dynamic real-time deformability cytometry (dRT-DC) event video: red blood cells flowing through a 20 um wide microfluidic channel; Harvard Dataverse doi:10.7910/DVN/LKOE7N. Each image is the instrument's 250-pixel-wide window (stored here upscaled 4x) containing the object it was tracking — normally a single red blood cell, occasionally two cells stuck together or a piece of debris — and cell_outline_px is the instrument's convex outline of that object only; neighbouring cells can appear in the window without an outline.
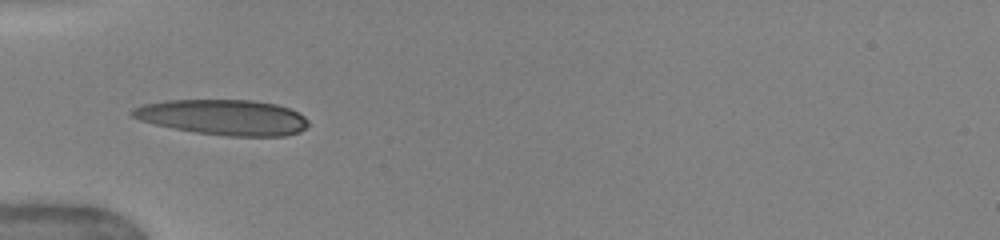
{"species": "human", "species_latin": "Homo sapiens", "temperature_condition": "warm", "stored_images_in_passage": 65, "camera_frame_rate_fps": 3000, "um_per_image_px": 0.085, "donor": {"sex": "female"}, "frame": {"image": 1, "passage_image": 1, "time_ms": 0.0, "image_size_px": [1000, 240], "cell_outline_px": [[308, 124], [300, 132], [284, 136], [228, 136], [196, 132], [172, 128], [140, 120], [132, 116], [128, 112], [132, 108], [144, 104], [168, 100], [252, 100], [276, 104], [288, 108], [304, 116], [308, 120]], "centroid_in_image_um": [18.97, 9.96], "position_along_channel_um": 66.0, "area_um2": 36.24}}
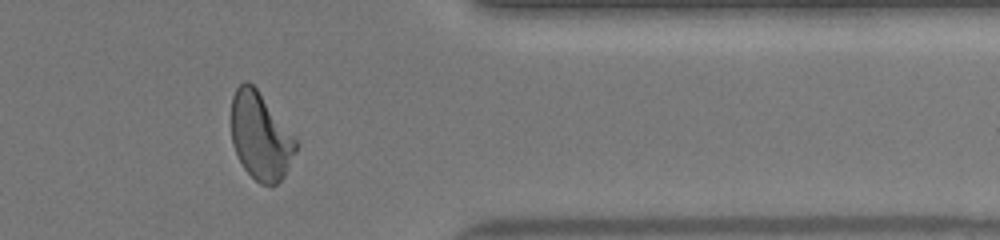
{"frame": {"image": 2, "passage_image": 53, "time_ms": 8.333, "image_size_px": [1000, 240], "cell_outline_px": [[300, 144], [284, 176], [276, 184], [260, 184], [244, 168], [232, 144], [232, 96], [236, 88], [244, 80], [248, 80], [256, 88], [300, 140]], "centroid_in_image_um": [22.19, 11.55], "position_along_channel_um": 389.2, "area_um2": 33.12}}
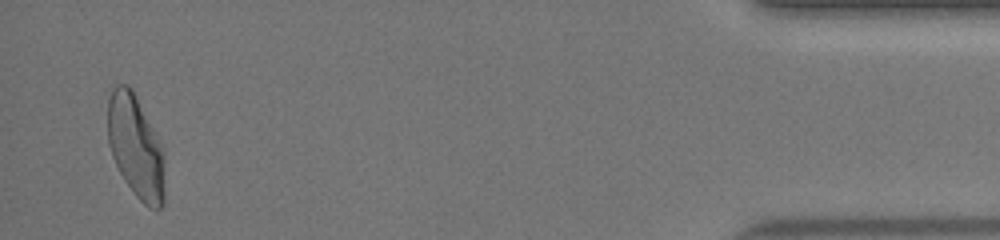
{"frame": {"image": 3, "passage_image": 64, "time_ms": 10.667, "image_size_px": [1000, 240], "cell_outline_px": [[164, 204], [160, 208], [148, 208], [136, 196], [124, 180], [112, 156], [108, 144], [108, 100], [112, 88], [116, 84], [128, 84], [132, 88], [164, 148]], "centroid_in_image_um": [11.55, 12.46], "position_along_channel_um": 423.7, "area_um2": 34.45}, "authors_computed_cell_mechanics": {"area_um2": 33.9286, "velocity_mm_per_s": 4.0361, "shape_relaxation_time_tau1_ms": 4.9521, "shape_relaxation_time_tau2_ms": 1.009, "deformation_change_tau1": 0.2294, "deformation_change_tau2": 0.0831}}